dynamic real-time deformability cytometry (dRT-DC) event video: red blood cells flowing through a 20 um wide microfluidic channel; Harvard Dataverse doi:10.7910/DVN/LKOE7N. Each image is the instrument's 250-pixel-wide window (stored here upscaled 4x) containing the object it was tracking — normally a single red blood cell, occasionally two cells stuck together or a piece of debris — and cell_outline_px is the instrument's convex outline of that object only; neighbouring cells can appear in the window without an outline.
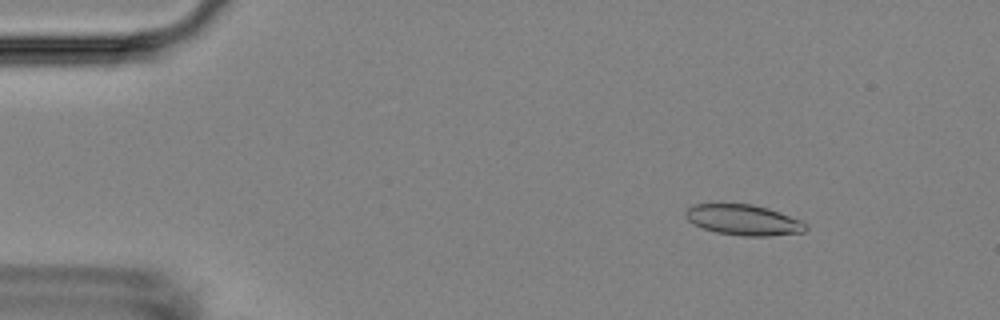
{"species": "Egyptian fruit bat (a non-hibernating species)", "species_latin": "Rousettus aegyptiacus", "temperature_condition": "room temperature", "stored_images_in_passage": 9, "camera_frame_rate_fps": 3000, "um_per_image_px": 0.085, "animal": {"sex": "female"}, "frame": {"image": 1, "passage_image": 2, "time_ms": 1.333, "image_size_px": [1000, 320], "cell_outline_px": [[808, 228], [804, 232], [768, 236], [740, 236], [716, 232], [692, 224], [684, 216], [684, 212], [692, 204], [752, 204], [768, 208], [804, 220], [808, 224]], "centroid_in_image_um": [63.23, 18.7], "position_along_channel_um": 21.8, "area_um2": 21.73}}
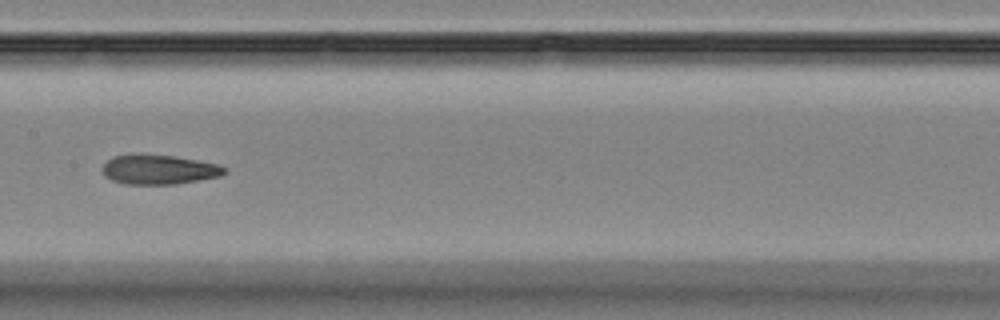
{"frame": {"image": 2, "passage_image": 8, "time_ms": 8.333, "image_size_px": [1000, 320], "cell_outline_px": [[228, 168], [220, 176], [200, 180], [176, 184], [124, 184], [112, 180], [104, 176], [100, 168], [112, 156], [140, 152], [176, 156], [220, 164]], "centroid_in_image_um": [13.47, 14.38], "position_along_channel_um": 193.9, "area_um2": 21.68}}
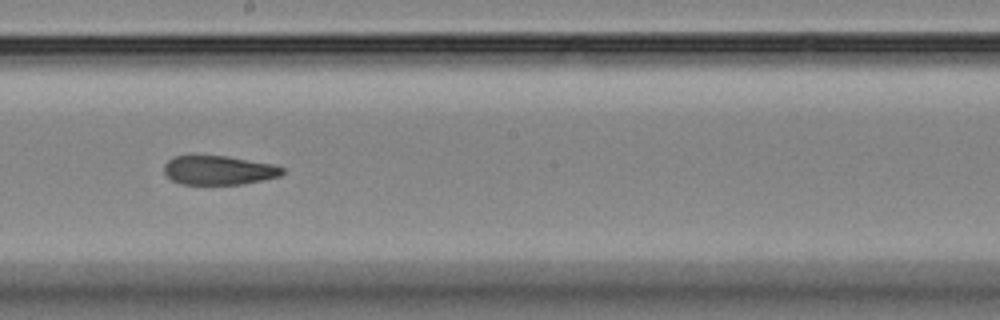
{"frame": {"image": 3, "passage_image": 9, "time_ms": 9.333, "image_size_px": [1000, 320], "cell_outline_px": [[284, 172], [280, 176], [264, 180], [244, 184], [180, 184], [172, 180], [164, 172], [164, 164], [172, 156], [228, 156], [272, 164], [284, 168]], "centroid_in_image_um": [18.6, 14.47], "position_along_channel_um": 229.6, "area_um2": 20.06}}